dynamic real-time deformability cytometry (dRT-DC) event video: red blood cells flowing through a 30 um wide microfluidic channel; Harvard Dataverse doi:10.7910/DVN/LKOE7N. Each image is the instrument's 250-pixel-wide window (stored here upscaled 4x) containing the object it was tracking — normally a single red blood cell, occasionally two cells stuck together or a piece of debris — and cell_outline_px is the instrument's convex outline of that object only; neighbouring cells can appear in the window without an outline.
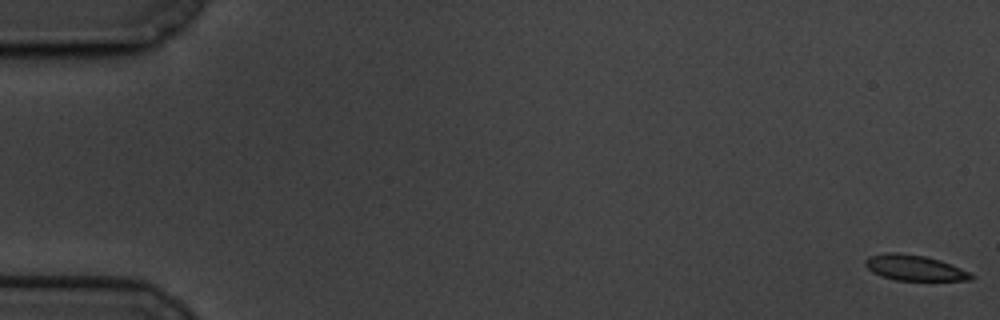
{"species": "common noctule bat (a hibernating species)", "species_latin": "Nyctalus noctula", "temperature_condition": "cold", "stored_images_in_passage": 61, "camera_frame_rate_fps": 3000, "um_per_image_px": 0.085, "animal": {"sex": "male", "body_mass_g": 19.5, "forearm_length_mm": 54.6}, "frame": {"image": 1, "passage_image": 1, "time_ms": 0.0, "image_size_px": [1000, 320], "cell_outline_px": [[976, 276], [972, 280], [896, 280], [880, 276], [872, 272], [864, 264], [864, 260], [868, 256], [888, 252], [896, 252], [924, 256], [940, 260], [960, 268]], "centroid_in_image_um": [77.69, 22.76], "position_along_channel_um": 7.3, "area_um2": 15.72}}
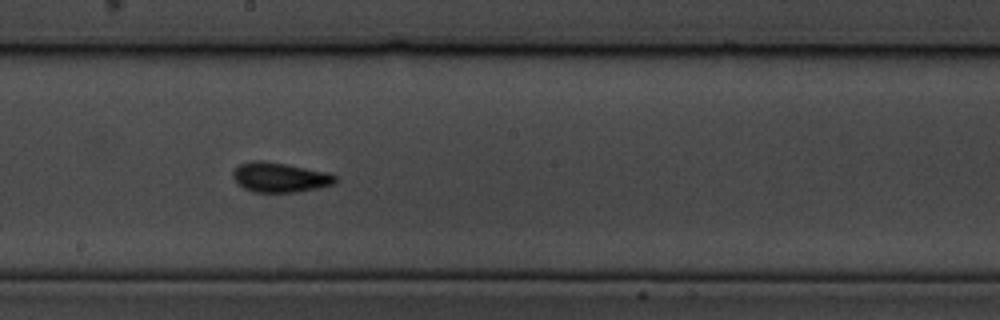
{"frame": {"image": 2, "passage_image": 34, "time_ms": 11.0, "image_size_px": [1000, 320], "cell_outline_px": [[336, 184], [320, 188], [296, 192], [252, 192], [244, 188], [232, 176], [232, 172], [240, 164], [252, 160], [264, 160], [288, 164], [328, 172], [336, 176]], "centroid_in_image_um": [23.82, 15.07], "position_along_channel_um": 224.4, "area_um2": 17.92}}
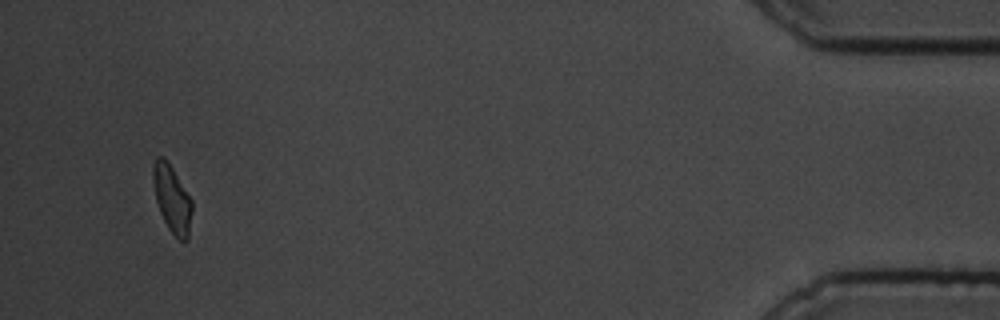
{"frame": {"image": 3, "passage_image": 58, "time_ms": 19.0, "image_size_px": [1000, 320], "cell_outline_px": [[192, 212], [188, 240], [180, 240], [168, 228], [160, 212], [156, 200], [152, 180], [152, 164], [156, 156], [164, 156], [168, 160], [192, 200]], "centroid_in_image_um": [14.61, 16.84], "position_along_channel_um": 420.6, "area_um2": 15.43}, "authors_computed_cell_mechanics": {"area_um2": 16.5308, "velocity_mm_per_s": 3.3538, "shape_relaxation_time_tau1_ms": 3.6154, "shape_relaxation_time_tau2_ms": 0.5882, "deformation_change_tau1": 0.1213, "deformation_change_tau2": 0.0381}}